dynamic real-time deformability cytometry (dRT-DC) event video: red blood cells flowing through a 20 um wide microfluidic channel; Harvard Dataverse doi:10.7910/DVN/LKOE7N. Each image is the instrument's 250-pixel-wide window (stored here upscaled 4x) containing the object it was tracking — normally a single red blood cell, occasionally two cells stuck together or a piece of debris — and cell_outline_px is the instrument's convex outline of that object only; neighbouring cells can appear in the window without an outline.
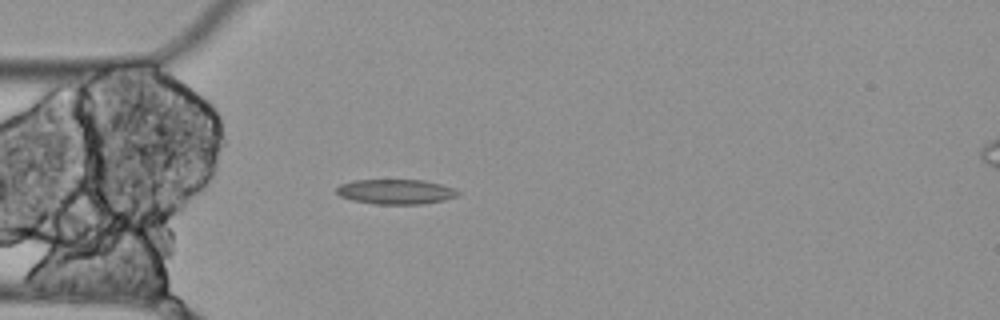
{"species": "Egyptian fruit bat (a non-hibernating species)", "species_latin": "Rousettus aegyptiacus", "temperature_condition": "cold", "stored_images_in_passage": 5, "camera_frame_rate_fps": 3000, "um_per_image_px": 0.085, "animal": {"sex": "female"}, "frame": {"image": 1, "passage_image": 5, "time_ms": 1.333, "image_size_px": [1000, 320], "cell_outline_px": [[460, 196], [444, 200], [420, 204], [376, 204], [352, 200], [340, 196], [336, 192], [336, 188], [340, 184], [352, 180], [424, 180], [456, 188], [460, 192]], "centroid_in_image_um": [33.66, 16.29], "position_along_channel_um": 51.3, "area_um2": 17.74}}